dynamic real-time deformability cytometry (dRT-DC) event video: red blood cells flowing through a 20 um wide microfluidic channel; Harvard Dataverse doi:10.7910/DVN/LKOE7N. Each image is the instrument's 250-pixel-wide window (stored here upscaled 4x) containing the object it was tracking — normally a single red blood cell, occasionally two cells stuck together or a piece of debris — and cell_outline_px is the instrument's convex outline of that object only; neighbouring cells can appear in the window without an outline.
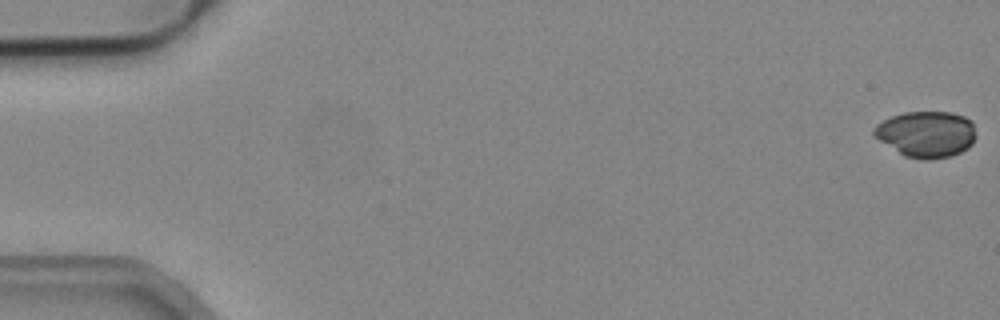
{"species": "common noctule bat (a hibernating species)", "species_latin": "Nyctalus noctula", "temperature_condition": "cold", "stored_images_in_passage": 6, "camera_frame_rate_fps": 3000, "um_per_image_px": 0.085, "animal": {"sex": "male", "body_mass_g": 19.2, "forearm_length_mm": 51.8}, "frame": {"image": 1, "passage_image": 1, "time_ms": 0.0, "image_size_px": [1000, 320], "cell_outline_px": [[976, 136], [972, 144], [968, 148], [952, 156], [928, 160], [924, 160], [904, 156], [872, 136], [872, 128], [876, 124], [892, 116], [904, 112], [952, 112], [964, 116], [972, 120]], "centroid_in_image_um": [78.73, 11.4], "position_along_channel_um": 6.3, "area_um2": 27.8}}